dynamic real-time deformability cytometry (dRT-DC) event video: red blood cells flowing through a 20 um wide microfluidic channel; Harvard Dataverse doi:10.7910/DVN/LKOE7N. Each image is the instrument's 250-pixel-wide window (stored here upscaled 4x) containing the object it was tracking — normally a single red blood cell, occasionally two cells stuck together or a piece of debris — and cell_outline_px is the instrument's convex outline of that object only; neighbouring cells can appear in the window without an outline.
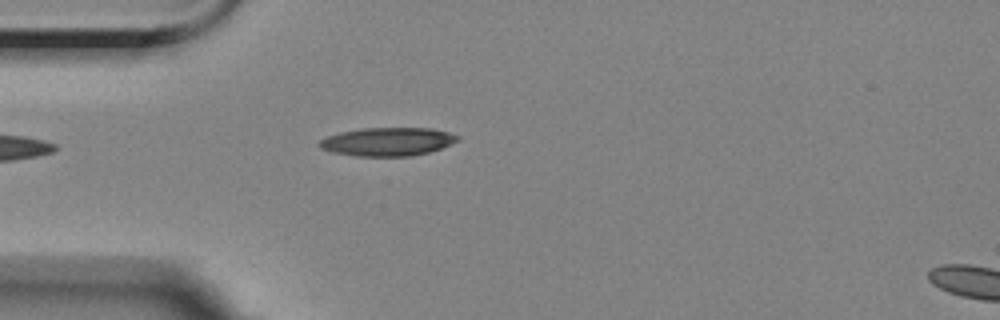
{"species": "Egyptian fruit bat (a non-hibernating species)", "species_latin": "Rousettus aegyptiacus", "temperature_condition": "room temperature", "stored_images_in_passage": 1, "camera_frame_rate_fps": 3000, "um_per_image_px": 0.085, "animal": {"sex": "female"}, "frame": {"image": 1, "passage_image": 1, "time_ms": 0.0, "image_size_px": [1000, 320], "cell_outline_px": [[460, 140], [440, 148], [428, 152], [412, 156], [356, 156], [332, 152], [320, 148], [316, 144], [320, 140], [328, 136], [340, 132], [364, 128], [428, 128], [448, 132], [460, 136]], "centroid_in_image_um": [32.93, 12.04], "position_along_channel_um": 52.1, "area_um2": 22.83}}